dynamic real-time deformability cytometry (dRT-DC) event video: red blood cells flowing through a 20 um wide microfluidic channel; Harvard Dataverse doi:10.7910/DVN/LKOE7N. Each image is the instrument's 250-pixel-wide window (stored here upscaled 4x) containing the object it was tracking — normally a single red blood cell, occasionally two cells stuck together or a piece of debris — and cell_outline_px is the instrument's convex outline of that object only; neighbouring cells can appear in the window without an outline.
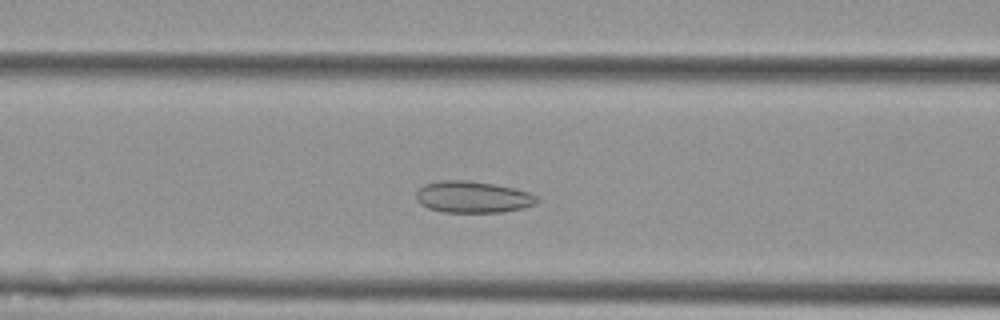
{"species": "Egyptian fruit bat (a non-hibernating species)", "species_latin": "Rousettus aegyptiacus", "temperature_condition": "cold", "stored_images_in_passage": 45, "camera_frame_rate_fps": 3000, "um_per_image_px": 0.085, "animal": {"sex": "female"}, "frame": {"image": 1, "passage_image": 12, "time_ms": 3.667, "image_size_px": [1000, 320], "cell_outline_px": [[540, 200], [536, 204], [524, 208], [504, 212], [444, 212], [428, 208], [420, 204], [416, 200], [416, 192], [424, 184], [444, 180], [468, 180], [492, 184], [512, 188], [528, 192], [536, 196]], "centroid_in_image_um": [40.18, 16.75], "position_along_channel_um": 126.4, "area_um2": 22.25}}
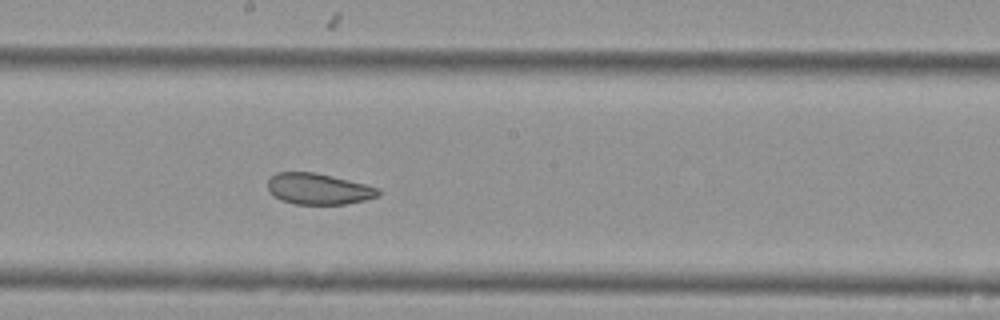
{"frame": {"image": 2, "passage_image": 20, "time_ms": 6.333, "image_size_px": [1000, 320], "cell_outline_px": [[380, 196], [364, 200], [344, 204], [296, 204], [280, 200], [272, 196], [268, 192], [268, 180], [276, 172], [316, 172], [380, 188]], "centroid_in_image_um": [27.04, 16.06], "position_along_channel_um": 221.2, "area_um2": 20.11}}
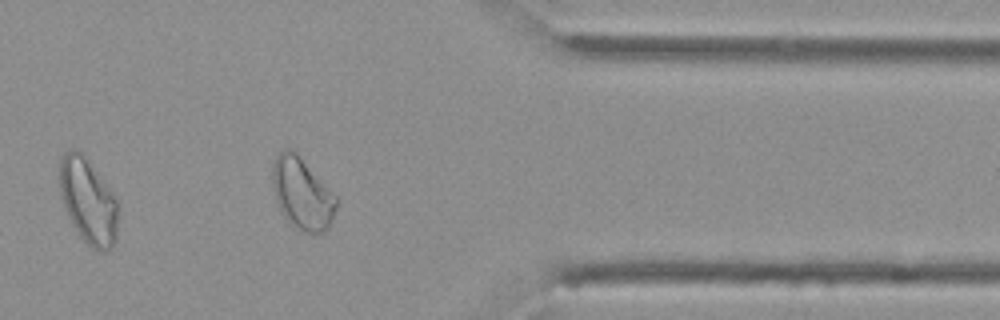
{"frame": {"image": 3, "passage_image": 35, "time_ms": 11.333, "image_size_px": [1000, 320], "cell_outline_px": [[336, 208], [332, 220], [328, 228], [324, 232], [304, 232], [292, 224], [284, 216], [276, 200], [272, 184], [272, 164], [276, 156], [284, 148], [292, 148], [296, 152], [336, 196]], "centroid_in_image_um": [25.66, 16.43], "position_along_channel_um": 385.7, "area_um2": 26.3}, "authors_computed_cell_mechanics": {"area_um2": 23.12, "velocity_mm_per_s": 3.571, "shape_relaxation_time_tau1_ms": null, "shape_relaxation_time_tau2_ms": 3.0663, "deformation_change_tau1": null, "deformation_change_tau2": 0.0945}}